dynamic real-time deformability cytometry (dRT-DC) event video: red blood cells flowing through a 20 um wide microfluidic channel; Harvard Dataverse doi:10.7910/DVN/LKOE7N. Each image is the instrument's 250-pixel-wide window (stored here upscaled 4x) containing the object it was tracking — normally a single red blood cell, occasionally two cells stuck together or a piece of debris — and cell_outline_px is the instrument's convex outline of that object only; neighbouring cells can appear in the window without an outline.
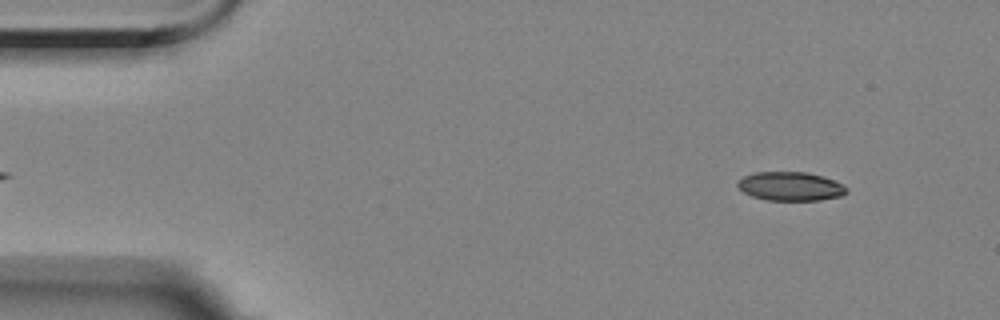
{"species": "Egyptian fruit bat (a non-hibernating species)", "species_latin": "Rousettus aegyptiacus", "temperature_condition": "room temperature", "stored_images_in_passage": 52, "camera_frame_rate_fps": 3000, "um_per_image_px": 0.085, "animal": {"sex": "female"}, "frame": {"image": 1, "passage_image": 3, "time_ms": 0.667, "image_size_px": [1000, 320], "cell_outline_px": [[848, 192], [840, 196], [820, 200], [768, 200], [752, 196], [744, 192], [736, 184], [744, 176], [756, 172], [808, 172], [824, 176], [844, 184], [848, 188]], "centroid_in_image_um": [67.24, 15.83], "position_along_channel_um": 17.8, "area_um2": 18.32}}
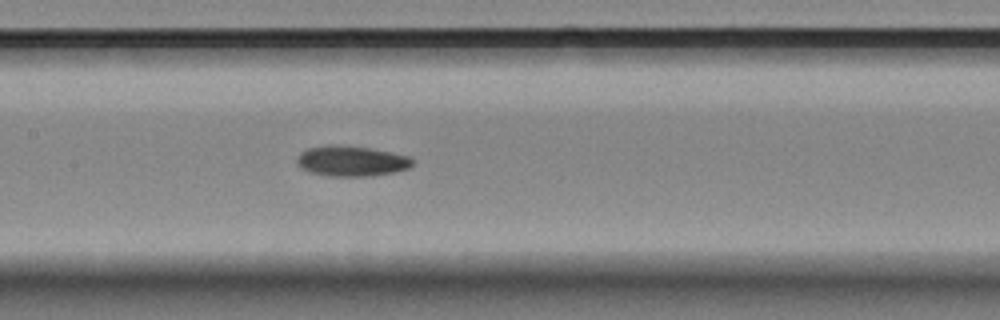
{"frame": {"image": 2, "passage_image": 24, "time_ms": 7.667, "image_size_px": [1000, 320], "cell_outline_px": [[412, 164], [408, 168], [392, 172], [368, 176], [332, 176], [312, 172], [300, 168], [296, 164], [296, 160], [300, 152], [308, 148], [328, 144], [336, 144], [368, 148], [392, 152], [408, 156], [412, 160]], "centroid_in_image_um": [29.82, 13.67], "position_along_channel_um": 177.6, "area_um2": 20.35}}
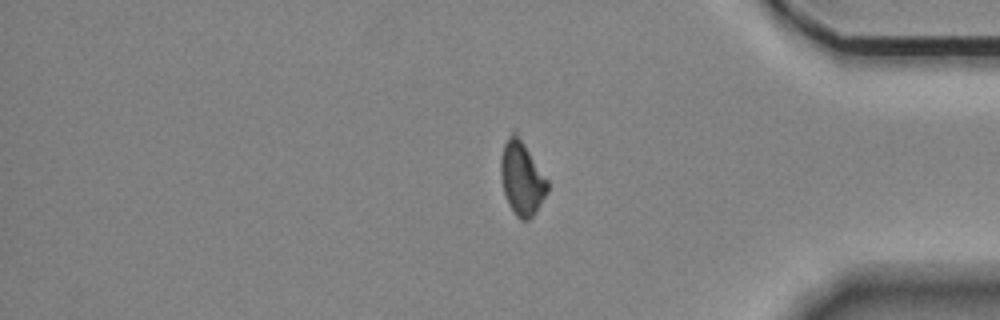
{"frame": {"image": 3, "passage_image": 44, "time_ms": 14.333, "image_size_px": [1000, 320], "cell_outline_px": [[548, 192], [536, 212], [528, 220], [520, 220], [516, 216], [504, 192], [500, 176], [500, 156], [504, 144], [508, 136], [516, 128], [548, 180]], "centroid_in_image_um": [44.36, 15.08], "position_along_channel_um": 390.8, "area_um2": 20.4}, "authors_computed_cell_mechanics": {"area_um2": 20.2878, "velocity_mm_per_s": 3.532, "shape_relaxation_time_tau1_ms": 6.7143, "shape_relaxation_time_tau2_ms": 9.9901, "deformation_change_tau1": 0.1285, "deformation_change_tau2": 0.1523}}